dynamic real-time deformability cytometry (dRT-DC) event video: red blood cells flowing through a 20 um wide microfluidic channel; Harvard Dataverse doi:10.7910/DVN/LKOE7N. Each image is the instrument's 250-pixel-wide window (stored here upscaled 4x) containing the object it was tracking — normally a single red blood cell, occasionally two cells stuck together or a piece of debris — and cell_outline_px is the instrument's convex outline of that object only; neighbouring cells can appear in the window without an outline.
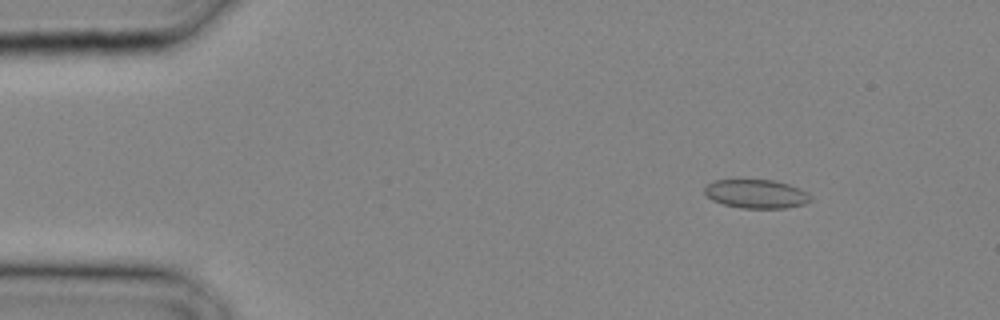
{"species": "common noctule bat (a hibernating species)", "species_latin": "Nyctalus noctula", "temperature_condition": "cold", "stored_images_in_passage": 18, "camera_frame_rate_fps": 3000, "um_per_image_px": 0.085, "animal": {"sex": "male", "body_mass_g": 20.4}, "frame": {"image": 1, "passage_image": 4, "time_ms": 1.0, "image_size_px": [1000, 320], "cell_outline_px": [[812, 200], [804, 204], [784, 208], [740, 208], [724, 204], [712, 200], [704, 192], [704, 188], [712, 180], [772, 180], [788, 184], [800, 188], [808, 192], [812, 196]], "centroid_in_image_um": [64.3, 16.48], "position_along_channel_um": 20.7, "area_um2": 17.8}}